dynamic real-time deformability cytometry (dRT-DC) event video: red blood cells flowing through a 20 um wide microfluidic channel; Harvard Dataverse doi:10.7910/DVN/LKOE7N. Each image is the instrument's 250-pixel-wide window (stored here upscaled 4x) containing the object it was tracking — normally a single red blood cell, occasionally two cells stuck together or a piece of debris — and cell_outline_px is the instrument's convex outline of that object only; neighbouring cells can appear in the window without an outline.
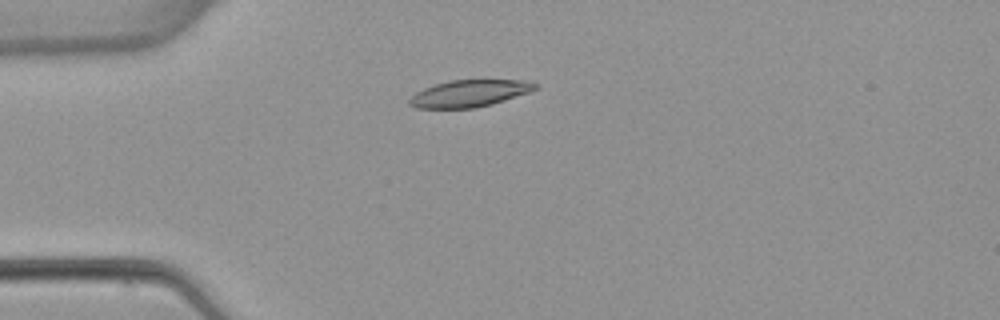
{"species": "common noctule bat (a hibernating species)", "species_latin": "Nyctalus noctula", "temperature_condition": "warm", "stored_images_in_passage": 4, "camera_frame_rate_fps": 3000, "um_per_image_px": 0.085, "animal": {"sex": "female", "body_mass_g": 22.7, "forearm_length_mm": 54.2}, "frame": {"image": 1, "passage_image": 3, "time_ms": 2.333, "image_size_px": [1000, 320], "cell_outline_px": [[540, 88], [532, 92], [492, 104], [476, 108], [416, 108], [408, 104], [408, 100], [416, 92], [424, 88], [448, 80], [532, 80], [540, 84]], "centroid_in_image_um": [39.99, 7.93], "position_along_channel_um": 45.0, "area_um2": 20.11}}
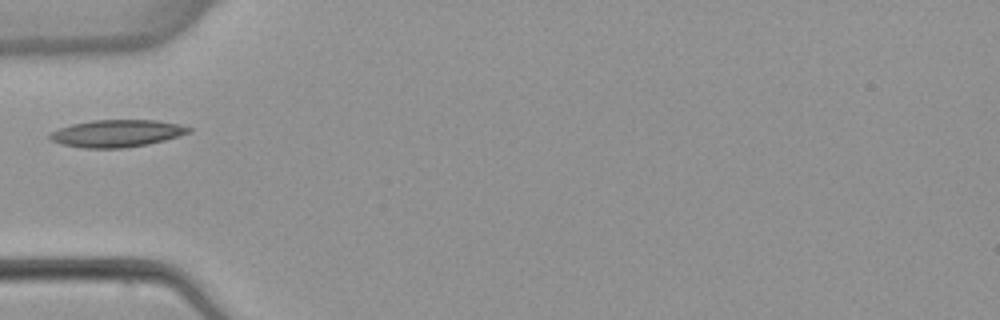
{"frame": {"image": 2, "passage_image": 4, "time_ms": 3.667, "image_size_px": [1000, 320], "cell_outline_px": [[192, 132], [164, 140], [148, 144], [124, 148], [84, 148], [60, 144], [52, 140], [48, 136], [52, 132], [60, 128], [72, 124], [92, 120], [156, 120], [180, 124], [192, 128]], "centroid_in_image_um": [9.96, 11.34], "position_along_channel_um": 75.0, "area_um2": 22.02}}